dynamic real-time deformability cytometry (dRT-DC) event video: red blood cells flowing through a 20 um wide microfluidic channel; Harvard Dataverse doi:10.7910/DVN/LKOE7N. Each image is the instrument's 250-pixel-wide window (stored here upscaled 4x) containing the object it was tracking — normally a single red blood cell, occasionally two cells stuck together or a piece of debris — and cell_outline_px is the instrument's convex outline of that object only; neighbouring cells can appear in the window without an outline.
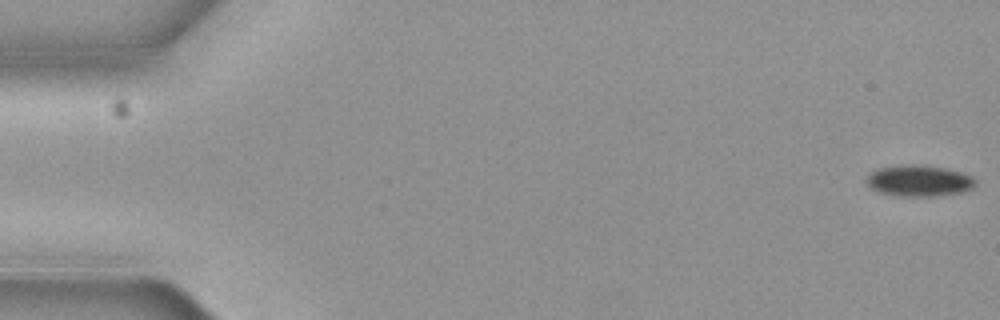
{"species": "common noctule bat (a hibernating species)", "species_latin": "Nyctalus noctula", "temperature_condition": "cold", "stored_images_in_passage": 6, "camera_frame_rate_fps": 3000, "um_per_image_px": 0.085, "animal": {"sex": "female", "body_mass_g": 19.3, "forearm_length_mm": 54.1}, "frame": {"image": 1, "passage_image": 1, "time_ms": 0.0, "image_size_px": [1000, 320], "cell_outline_px": [[976, 180], [968, 188], [956, 192], [928, 196], [900, 196], [880, 192], [872, 188], [868, 184], [868, 176], [876, 168], [904, 164], [916, 164], [944, 168], [960, 172], [972, 176]], "centroid_in_image_um": [78.05, 15.34], "position_along_channel_um": 7.0, "area_um2": 19.19}}
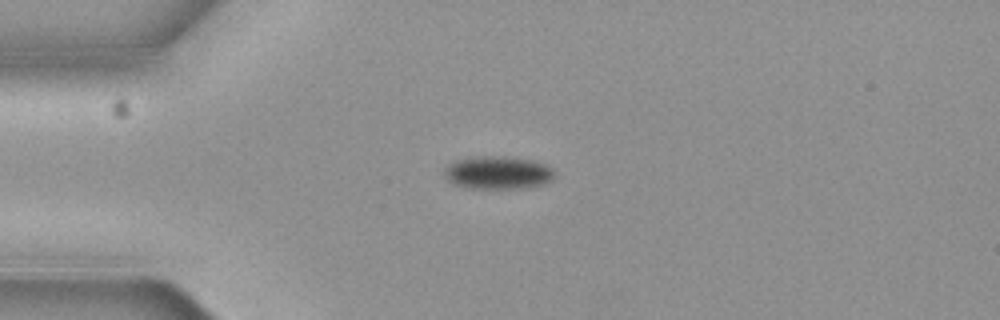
{"frame": {"image": 2, "passage_image": 5, "time_ms": 1.333, "image_size_px": [1000, 320], "cell_outline_px": [[556, 172], [552, 180], [544, 184], [520, 188], [468, 188], [452, 184], [444, 176], [444, 168], [448, 164], [456, 160], [484, 156], [504, 156], [528, 160], [548, 164]], "centroid_in_image_um": [42.32, 14.68], "position_along_channel_um": 42.7, "area_um2": 21.21}}